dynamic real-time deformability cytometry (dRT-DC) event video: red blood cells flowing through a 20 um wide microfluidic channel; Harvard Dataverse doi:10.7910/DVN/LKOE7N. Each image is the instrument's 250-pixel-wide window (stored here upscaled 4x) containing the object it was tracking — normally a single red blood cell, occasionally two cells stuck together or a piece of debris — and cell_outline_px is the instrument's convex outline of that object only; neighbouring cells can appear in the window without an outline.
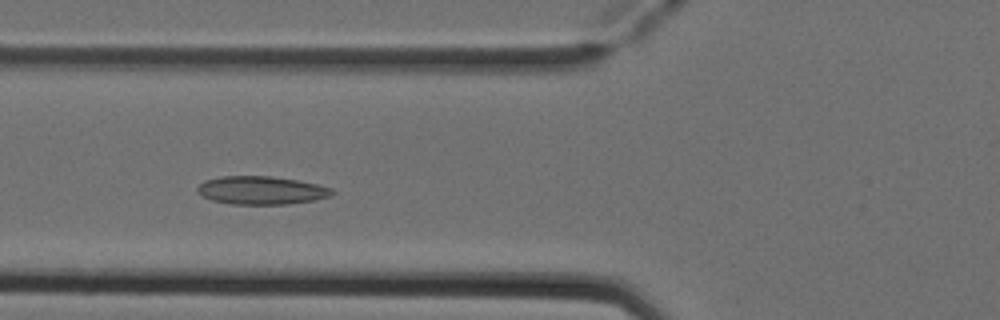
{"species": "Egyptian fruit bat (a non-hibernating species)", "species_latin": "Rousettus aegyptiacus", "temperature_condition": "cold", "stored_images_in_passage": 5, "camera_frame_rate_fps": 3000, "um_per_image_px": 0.085, "animal": {"sex": "female"}, "frame": {"image": 1, "passage_image": 3, "time_ms": 0.667, "image_size_px": [1000, 320], "cell_outline_px": [[336, 192], [328, 196], [312, 200], [288, 204], [232, 204], [212, 200], [196, 192], [196, 188], [204, 180], [220, 176], [272, 176], [300, 180], [332, 188]], "centroid_in_image_um": [22.19, 16.16], "position_along_channel_um": 103.6, "area_um2": 22.14}}
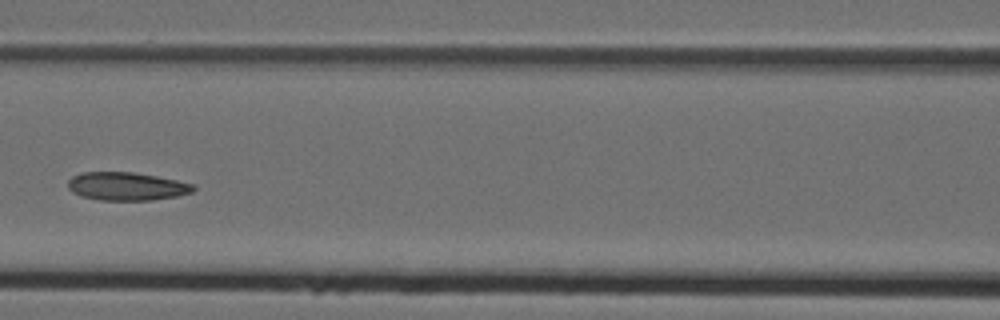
{"frame": {"image": 2, "passage_image": 4, "time_ms": 1.0, "image_size_px": [1000, 320], "cell_outline_px": [[196, 188], [192, 192], [176, 196], [152, 200], [100, 200], [80, 196], [72, 192], [68, 188], [68, 180], [72, 176], [80, 172], [132, 172], [156, 176], [176, 180], [192, 184]], "centroid_in_image_um": [10.72, 15.83], "position_along_channel_um": 155.9, "area_um2": 20.58}}
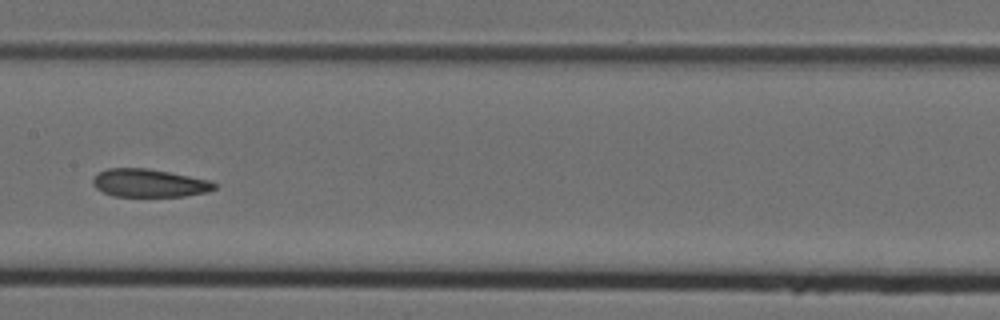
{"frame": {"image": 3, "passage_image": 5, "time_ms": 1.333, "image_size_px": [1000, 320], "cell_outline_px": [[216, 188], [208, 192], [184, 196], [112, 196], [96, 188], [92, 184], [92, 180], [100, 172], [108, 168], [148, 168], [212, 180], [216, 184]], "centroid_in_image_um": [12.72, 15.56], "position_along_channel_um": 194.7, "area_um2": 19.88}}